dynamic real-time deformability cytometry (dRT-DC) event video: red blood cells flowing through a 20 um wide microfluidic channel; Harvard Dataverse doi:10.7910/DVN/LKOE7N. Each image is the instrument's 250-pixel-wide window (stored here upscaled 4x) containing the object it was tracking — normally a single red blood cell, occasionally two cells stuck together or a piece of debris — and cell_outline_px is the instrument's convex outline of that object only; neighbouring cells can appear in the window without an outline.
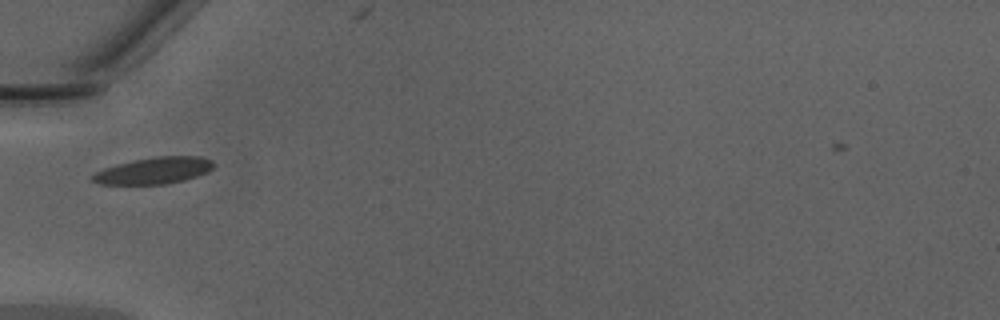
{"species": "Egyptian fruit bat (a non-hibernating species)", "species_latin": "Rousettus aegyptiacus", "temperature_condition": "warm", "stored_images_in_passage": 36, "camera_frame_rate_fps": 3000, "um_per_image_px": 0.085, "animal": {"sex": "male"}, "frame": {"image": 1, "passage_image": 5, "time_ms": 1.333, "image_size_px": [1000, 320], "cell_outline_px": [[216, 164], [208, 172], [184, 180], [164, 184], [100, 184], [92, 180], [88, 176], [104, 168], [136, 160], [156, 156], [200, 156], [212, 160]], "centroid_in_image_um": [13.11, 14.5], "position_along_channel_um": 71.9, "area_um2": 18.67}}
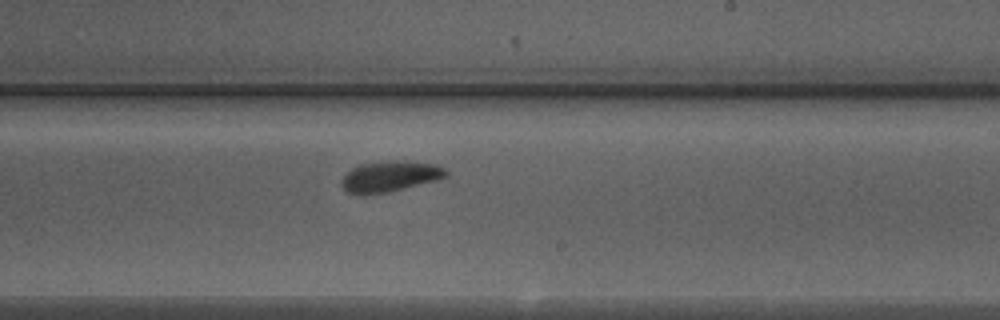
{"frame": {"image": 2, "passage_image": 18, "time_ms": 5.667, "image_size_px": [1000, 320], "cell_outline_px": [[448, 176], [436, 180], [388, 192], [364, 196], [360, 196], [348, 192], [340, 184], [340, 180], [352, 168], [360, 164], [396, 160], [400, 160], [436, 164], [444, 168], [448, 172]], "centroid_in_image_um": [33.12, 15.0], "position_along_channel_um": 255.9, "area_um2": 18.84}}
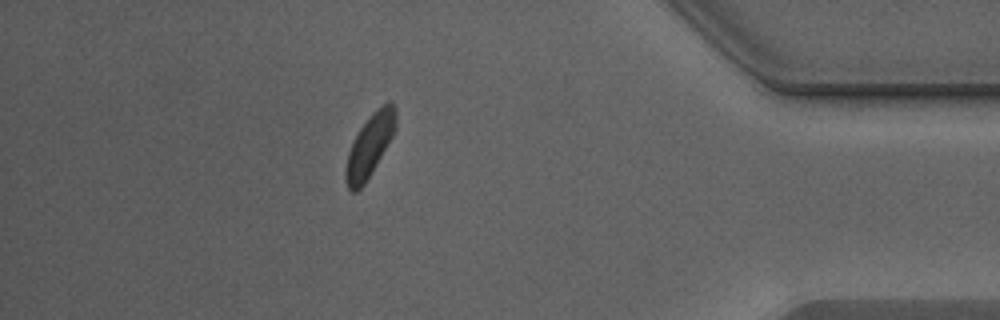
{"frame": {"image": 3, "passage_image": 31, "time_ms": 10.0, "image_size_px": [1000, 320], "cell_outline_px": [[396, 128], [392, 136], [376, 164], [364, 184], [356, 192], [352, 192], [348, 188], [344, 176], [344, 172], [348, 152], [360, 128], [372, 112], [388, 100], [396, 108]], "centroid_in_image_um": [31.42, 12.36], "position_along_channel_um": 403.8, "area_um2": 17.92}, "authors_computed_cell_mechanics": {"area_um2": 18.1781, "velocity_mm_per_s": 4.2597, "shape_relaxation_time_tau1_ms": 3.9189, "shape_relaxation_time_tau2_ms": 3.8703, "deformation_change_tau1": 0.1504, "deformation_change_tau2": 0.1142}}